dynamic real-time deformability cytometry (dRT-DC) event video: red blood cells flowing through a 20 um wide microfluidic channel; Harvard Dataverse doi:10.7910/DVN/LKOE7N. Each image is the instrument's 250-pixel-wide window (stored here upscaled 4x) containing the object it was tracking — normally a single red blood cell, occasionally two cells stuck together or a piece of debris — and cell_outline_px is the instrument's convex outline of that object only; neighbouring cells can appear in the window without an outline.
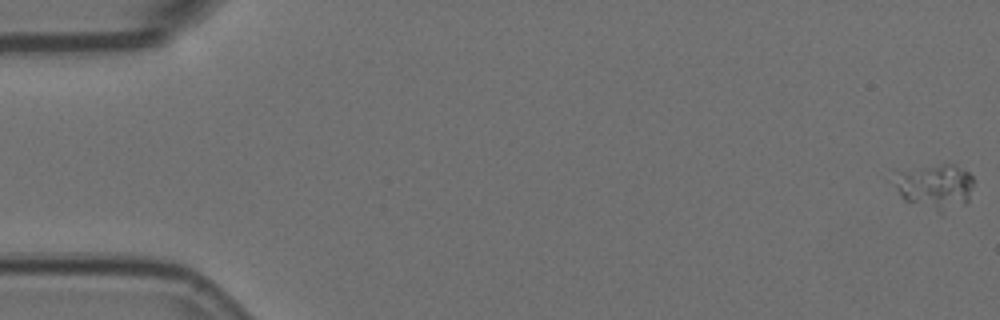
{"species": "Egyptian fruit bat (a non-hibernating species)", "species_latin": "Rousettus aegyptiacus", "temperature_condition": "room temperature", "stored_images_in_passage": 6, "camera_frame_rate_fps": 3000, "um_per_image_px": 0.085, "animal": {"sex": "female"}, "frame": {"image": 1, "passage_image": 1, "time_ms": 0.0, "image_size_px": [1000, 320], "cell_outline_px": [[972, 184], [968, 200], [964, 204], [936, 204], [904, 200], [888, 180], [892, 168], [944, 164], [956, 164], [968, 172], [972, 176]], "centroid_in_image_um": [79.27, 15.62], "position_along_channel_um": 5.7, "area_um2": 20.11}}
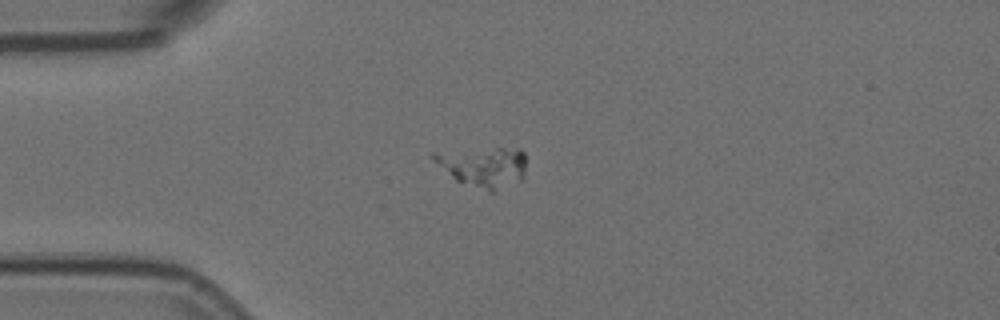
{"frame": {"image": 2, "passage_image": 5, "time_ms": 1.333, "image_size_px": [1000, 320], "cell_outline_px": [[524, 176], [520, 180], [496, 192], [488, 192], [456, 180], [432, 160], [428, 156], [432, 152], [496, 148], [520, 148], [524, 152]], "centroid_in_image_um": [41.08, 14.18], "position_along_channel_um": 43.9, "area_um2": 21.73}}